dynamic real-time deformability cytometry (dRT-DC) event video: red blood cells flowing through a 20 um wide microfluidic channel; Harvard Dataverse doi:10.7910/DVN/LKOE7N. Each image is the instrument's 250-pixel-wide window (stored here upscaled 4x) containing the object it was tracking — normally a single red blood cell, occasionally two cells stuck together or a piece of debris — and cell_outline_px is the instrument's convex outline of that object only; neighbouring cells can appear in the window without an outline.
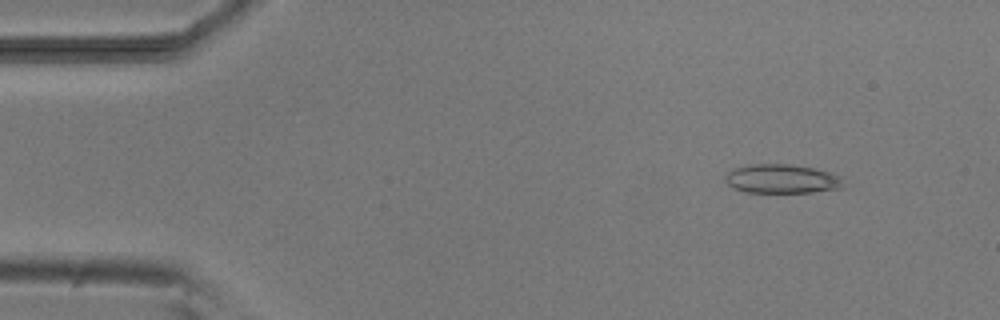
{"species": "common noctule bat (a hibernating species)", "species_latin": "Nyctalus noctula", "temperature_condition": "room temperature", "stored_images_in_passage": 4, "camera_frame_rate_fps": 3000, "um_per_image_px": 0.085, "animal": {"sex": "male", "body_mass_g": 20.5, "forearm_length_mm": 52.5}, "frame": {"image": 1, "passage_image": 1, "time_ms": 0.0, "image_size_px": [1000, 320], "cell_outline_px": [[844, 188], [812, 192], [744, 192], [732, 188], [724, 180], [724, 176], [728, 172], [736, 168], [752, 164], [788, 164], [816, 168], [832, 172], [844, 176]], "centroid_in_image_um": [66.52, 15.2], "position_along_channel_um": 18.5, "area_um2": 20.35}}
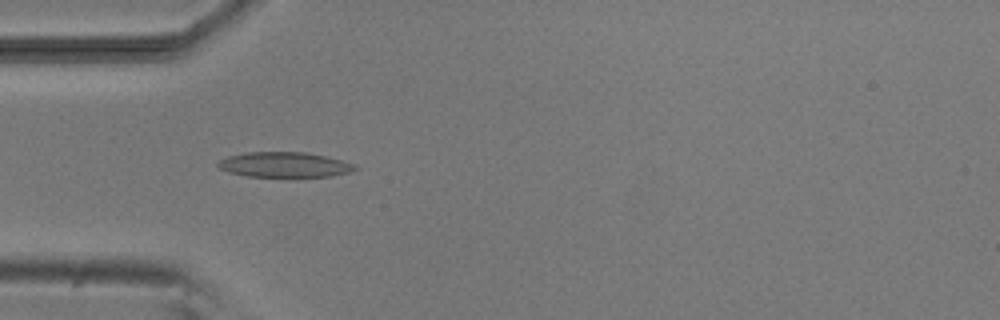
{"frame": {"image": 2, "passage_image": 4, "time_ms": 3.333, "image_size_px": [1000, 320], "cell_outline_px": [[360, 168], [348, 172], [332, 176], [248, 176], [228, 172], [220, 168], [216, 164], [220, 160], [228, 156], [248, 152], [304, 152], [324, 156], [356, 164]], "centroid_in_image_um": [24.18, 13.99], "position_along_channel_um": 60.8, "area_um2": 19.83}}